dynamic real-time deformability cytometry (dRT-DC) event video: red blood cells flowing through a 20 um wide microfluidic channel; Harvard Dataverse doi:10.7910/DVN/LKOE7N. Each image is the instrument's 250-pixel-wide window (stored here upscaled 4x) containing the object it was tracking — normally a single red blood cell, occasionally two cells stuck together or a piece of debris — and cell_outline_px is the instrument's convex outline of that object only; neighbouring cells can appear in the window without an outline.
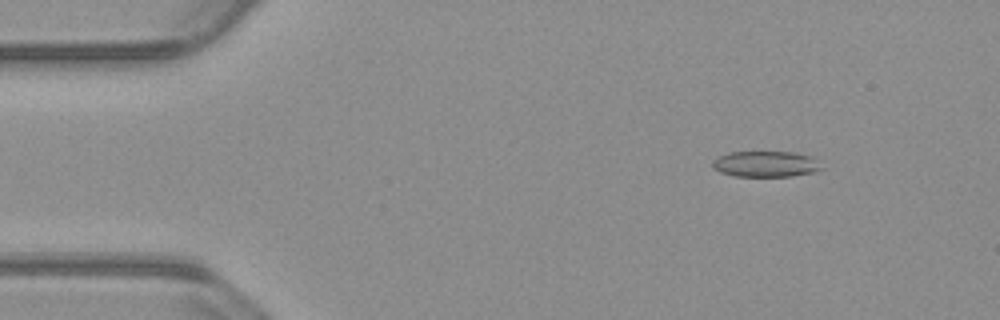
{"species": "common noctule bat (a hibernating species)", "species_latin": "Nyctalus noctula", "temperature_condition": "warm", "stored_images_in_passage": 54, "camera_frame_rate_fps": 3000, "um_per_image_px": 0.085, "animal": {"sex": "male", "body_mass_g": 23.1, "forearm_length_mm": 52.7}, "frame": {"image": 1, "passage_image": 7, "time_ms": 2.0, "image_size_px": [1000, 320], "cell_outline_px": [[820, 168], [812, 172], [792, 176], [732, 176], [720, 172], [712, 168], [712, 160], [728, 152], [792, 152], [808, 156]], "centroid_in_image_um": [64.94, 13.95], "position_along_channel_um": 20.1, "area_um2": 16.01}}
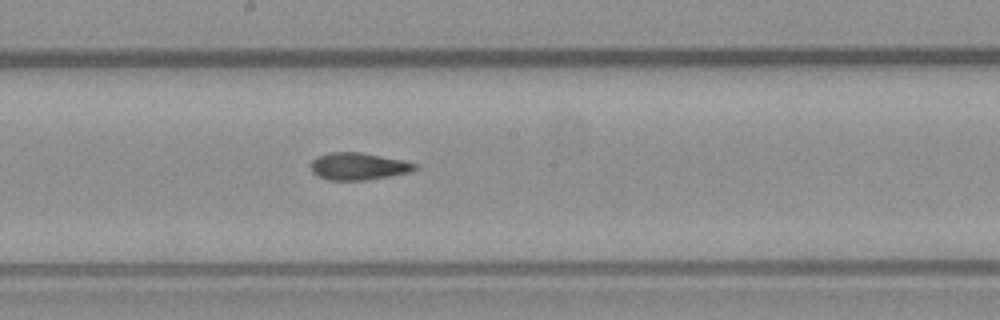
{"frame": {"image": 2, "passage_image": 29, "time_ms": 9.333, "image_size_px": [1000, 320], "cell_outline_px": [[420, 168], [412, 172], [368, 180], [328, 180], [312, 172], [312, 160], [316, 156], [328, 152], [360, 152], [404, 160], [420, 164]], "centroid_in_image_um": [30.54, 14.13], "position_along_channel_um": 217.7, "area_um2": 16.76}}
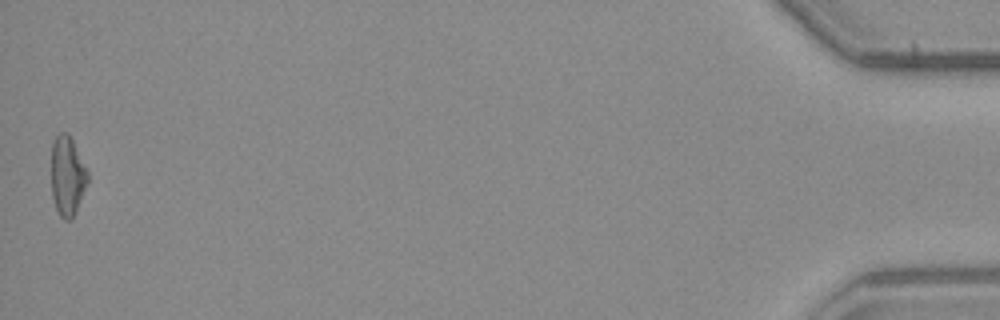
{"frame": {"image": 3, "passage_image": 54, "time_ms": 17.667, "image_size_px": [1000, 320], "cell_outline_px": [[88, 180], [76, 212], [72, 220], [64, 220], [60, 216], [56, 208], [52, 196], [52, 140], [60, 132], [68, 132], [88, 172]], "centroid_in_image_um": [5.72, 14.96], "position_along_channel_um": 429.5, "area_um2": 16.76}, "authors_computed_cell_mechanics": {"area_um2": 16.7331, "velocity_mm_per_s": 3.8169, "shape_relaxation_time_tau1_ms": null, "shape_relaxation_time_tau2_ms": 3.3831, "deformation_change_tau1": null, "deformation_change_tau2": 0.1003}}